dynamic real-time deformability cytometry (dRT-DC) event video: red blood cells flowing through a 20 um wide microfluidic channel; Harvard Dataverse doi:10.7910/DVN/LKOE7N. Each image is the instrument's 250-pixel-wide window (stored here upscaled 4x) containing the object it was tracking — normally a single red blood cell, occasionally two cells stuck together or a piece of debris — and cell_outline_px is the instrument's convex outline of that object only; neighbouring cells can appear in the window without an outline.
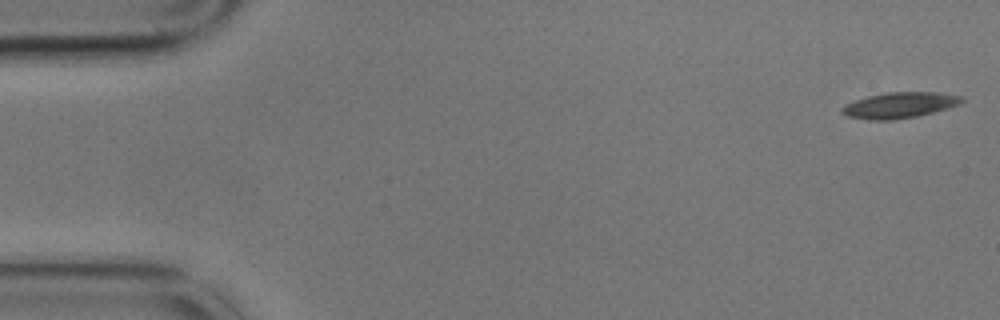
{"species": "common noctule bat (a hibernating species)", "species_latin": "Nyctalus noctula", "temperature_condition": "cold", "stored_images_in_passage": 5, "segment_of_instrument_passage": [1, 2], "camera_frame_rate_fps": 3000, "um_per_image_px": 0.085, "animal": {"sex": "male", "body_mass_g": 17.9}, "frame": {"image": 1, "passage_image": 1, "time_ms": 0.0, "image_size_px": [1000, 320], "cell_outline_px": [[964, 100], [960, 104], [948, 108], [916, 116], [892, 120], [868, 120], [848, 116], [840, 112], [840, 108], [856, 100], [868, 96], [888, 92], [936, 92], [964, 96]], "centroid_in_image_um": [76.48, 8.94], "position_along_channel_um": 8.5, "area_um2": 17.92}}
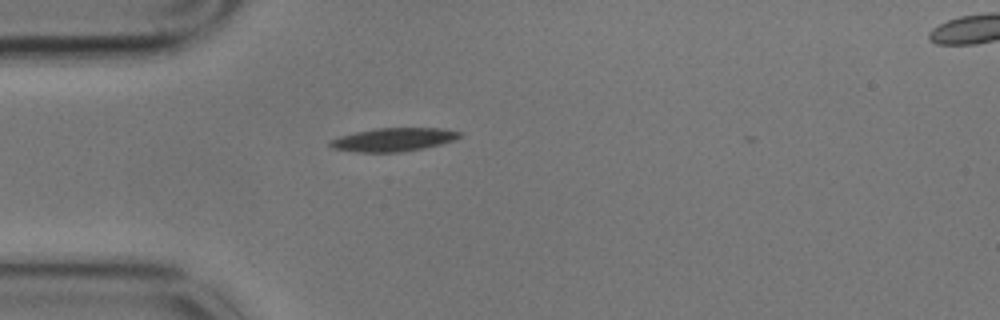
{"frame": {"image": 2, "passage_image": 4, "time_ms": 1.0, "image_size_px": [1000, 320], "cell_outline_px": [[464, 136], [440, 144], [424, 148], [400, 152], [356, 152], [332, 148], [328, 144], [328, 140], [340, 136], [356, 132], [376, 128], [444, 128], [464, 132]], "centroid_in_image_um": [33.46, 11.86], "position_along_channel_um": 51.5, "area_um2": 17.8}}